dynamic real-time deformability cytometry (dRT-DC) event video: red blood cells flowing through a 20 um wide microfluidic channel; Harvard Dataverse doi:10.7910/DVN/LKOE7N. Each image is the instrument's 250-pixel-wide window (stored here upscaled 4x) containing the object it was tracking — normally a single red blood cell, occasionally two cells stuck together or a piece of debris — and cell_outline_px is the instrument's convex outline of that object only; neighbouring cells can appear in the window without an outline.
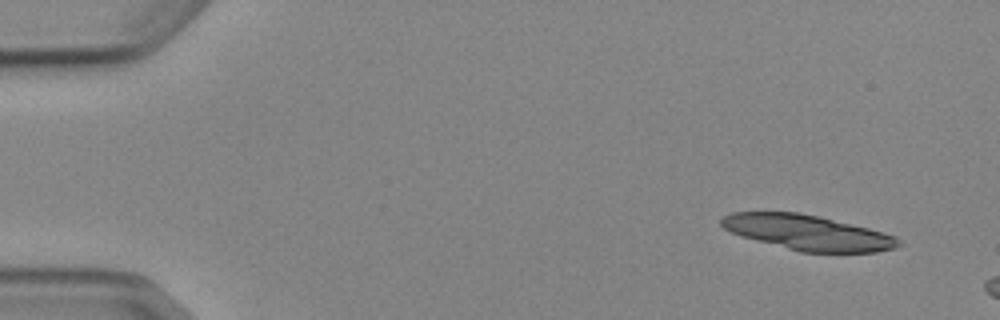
{"species": "Egyptian fruit bat (a non-hibernating species)", "species_latin": "Rousettus aegyptiacus", "temperature_condition": "cold", "stored_images_in_passage": 6, "segment_of_instrument_passage": [2, 2], "camera_frame_rate_fps": 3000, "um_per_image_px": 0.085, "animal": {"sex": "female"}, "frame": {"image": 1, "passage_image": 6, "time_ms": 6.0, "image_size_px": [1000, 320], "cell_outline_px": [[904, 244], [896, 248], [876, 252], [800, 252], [740, 236], [724, 228], [720, 224], [720, 220], [724, 216], [732, 212], [800, 212], [820, 216], [868, 228], [896, 236]], "centroid_in_image_um": [68.67, 19.77], "position_along_channel_um": 16.3, "area_um2": 36.3}}